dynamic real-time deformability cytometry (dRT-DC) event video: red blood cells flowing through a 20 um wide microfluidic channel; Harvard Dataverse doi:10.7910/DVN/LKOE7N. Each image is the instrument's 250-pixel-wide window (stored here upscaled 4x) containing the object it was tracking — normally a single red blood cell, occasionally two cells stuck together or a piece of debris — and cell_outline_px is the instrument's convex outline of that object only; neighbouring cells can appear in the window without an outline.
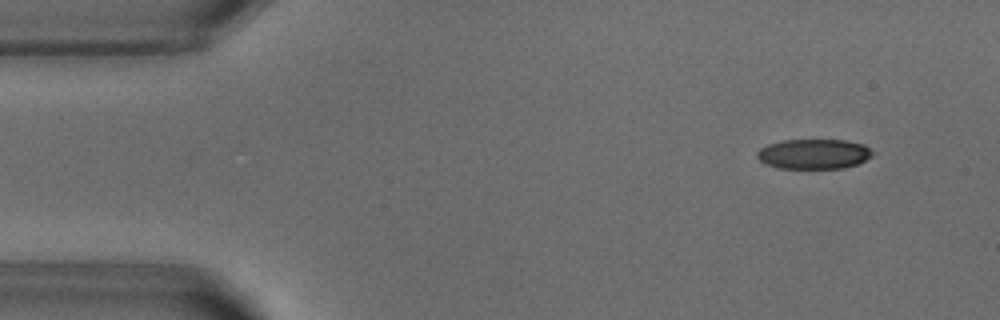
{"species": "common noctule bat (a hibernating species)", "species_latin": "Nyctalus noctula", "temperature_condition": "warm", "stored_images_in_passage": 49, "camera_frame_rate_fps": 3000, "um_per_image_px": 0.085, "animal": {"sex": "male", "body_mass_g": 18.8}, "frame": {"image": 1, "passage_image": 2, "time_ms": 0.333, "image_size_px": [1000, 320], "cell_outline_px": [[872, 156], [856, 164], [844, 168], [776, 168], [764, 164], [756, 156], [756, 152], [760, 148], [768, 144], [784, 140], [844, 140], [864, 144], [872, 152]], "centroid_in_image_um": [69.12, 13.09], "position_along_channel_um": 15.9, "area_um2": 20.11}}
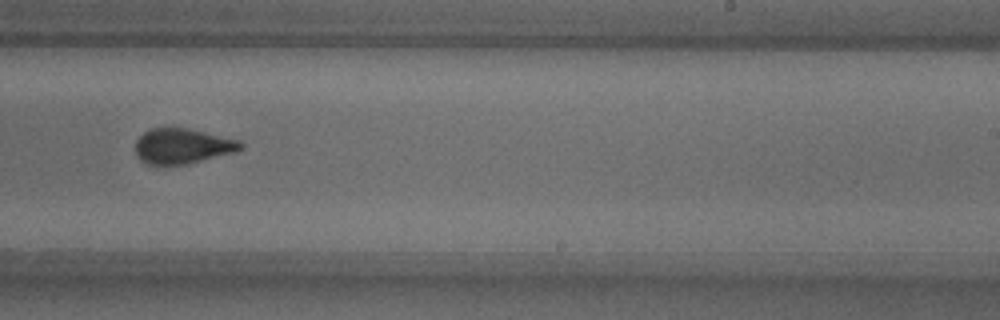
{"frame": {"image": 2, "passage_image": 29, "time_ms": 9.333, "image_size_px": [1000, 320], "cell_outline_px": [[244, 148], [236, 152], [188, 164], [156, 168], [140, 160], [136, 156], [136, 140], [144, 132], [152, 128], [188, 128], [240, 140], [244, 144]], "centroid_in_image_um": [15.5, 12.46], "position_along_channel_um": 273.5, "area_um2": 22.25}}
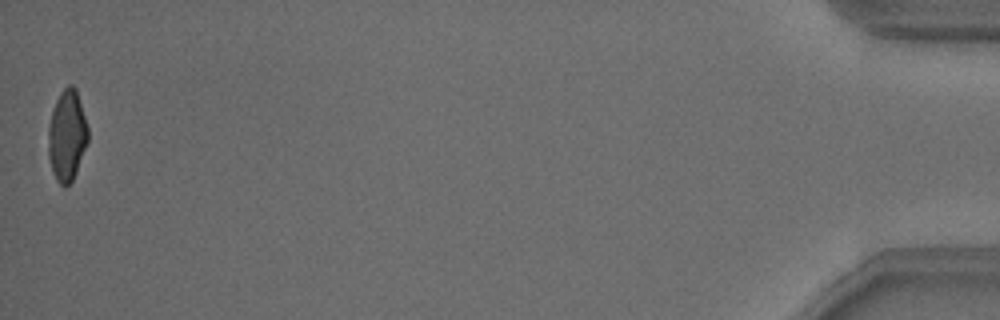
{"frame": {"image": 3, "passage_image": 49, "time_ms": 16.0, "image_size_px": [1000, 320], "cell_outline_px": [[88, 140], [76, 172], [72, 180], [64, 188], [56, 180], [52, 172], [48, 156], [48, 128], [52, 112], [56, 100], [60, 92], [68, 84], [72, 84], [76, 88], [88, 128]], "centroid_in_image_um": [5.68, 11.52], "position_along_channel_um": 429.5, "area_um2": 21.04}, "authors_computed_cell_mechanics": {"area_um2": 22.3686, "velocity_mm_per_s": 3.8374, "shape_relaxation_time_tau1_ms": 4.6583, "shape_relaxation_time_tau2_ms": 1.1178, "deformation_change_tau1": 0.1392, "deformation_change_tau2": 0.0671}}